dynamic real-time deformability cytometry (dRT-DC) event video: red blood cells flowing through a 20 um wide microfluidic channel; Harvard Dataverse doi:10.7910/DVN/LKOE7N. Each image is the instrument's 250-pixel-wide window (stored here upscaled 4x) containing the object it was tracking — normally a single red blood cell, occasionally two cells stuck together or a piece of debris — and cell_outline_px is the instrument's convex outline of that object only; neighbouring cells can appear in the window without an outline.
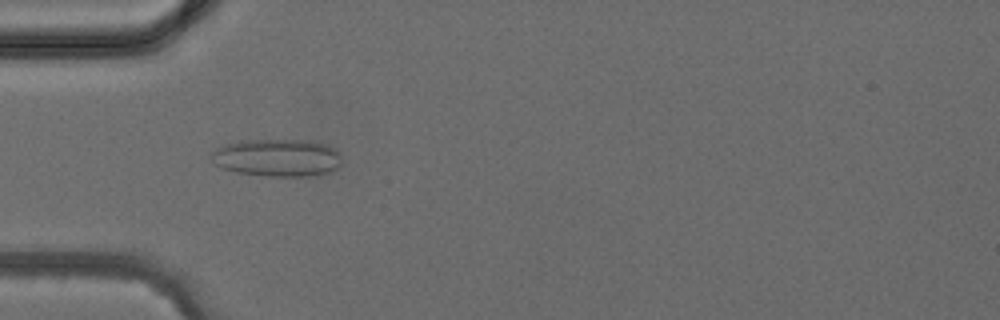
{"species": "common noctule bat (a hibernating species)", "species_latin": "Nyctalus noctula", "temperature_condition": "cold", "stored_images_in_passage": 5, "camera_frame_rate_fps": 3000, "um_per_image_px": 0.085, "animal": {"sex": "female", "body_mass_g": 24.6, "forearm_length_mm": 56.2}, "frame": {"image": 1, "passage_image": 4, "time_ms": 3.667, "image_size_px": [1000, 320], "cell_outline_px": [[344, 164], [340, 168], [328, 172], [308, 176], [264, 176], [236, 172], [212, 164], [208, 156], [216, 148], [224, 144], [240, 140], [308, 140], [324, 144], [336, 148], [340, 152]], "centroid_in_image_um": [23.58, 13.4], "position_along_channel_um": 61.4, "area_um2": 29.19}}